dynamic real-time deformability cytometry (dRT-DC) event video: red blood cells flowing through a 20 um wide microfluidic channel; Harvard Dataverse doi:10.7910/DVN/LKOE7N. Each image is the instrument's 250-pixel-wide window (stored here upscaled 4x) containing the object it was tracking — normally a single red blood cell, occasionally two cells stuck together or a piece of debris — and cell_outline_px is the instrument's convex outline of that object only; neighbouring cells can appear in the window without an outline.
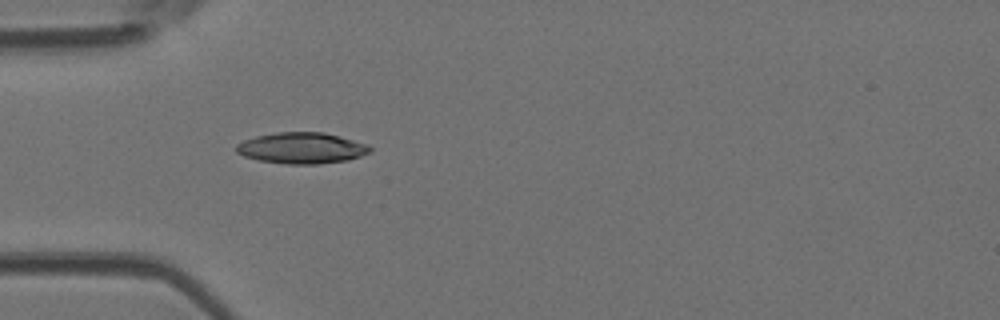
{"species": "Egyptian fruit bat (a non-hibernating species)", "species_latin": "Rousettus aegyptiacus", "temperature_condition": "room temperature", "stored_images_in_passage": 3, "camera_frame_rate_fps": 3000, "um_per_image_px": 0.085, "animal": {"sex": "female"}, "frame": {"image": 1, "passage_image": 3, "time_ms": 0.667, "image_size_px": [1000, 320], "cell_outline_px": [[372, 152], [348, 160], [320, 164], [288, 164], [260, 160], [244, 156], [236, 152], [236, 144], [244, 140], [256, 136], [276, 132], [324, 132], [340, 136], [368, 144], [372, 148]], "centroid_in_image_um": [25.67, 12.58], "position_along_channel_um": 59.3, "area_um2": 24.33}}